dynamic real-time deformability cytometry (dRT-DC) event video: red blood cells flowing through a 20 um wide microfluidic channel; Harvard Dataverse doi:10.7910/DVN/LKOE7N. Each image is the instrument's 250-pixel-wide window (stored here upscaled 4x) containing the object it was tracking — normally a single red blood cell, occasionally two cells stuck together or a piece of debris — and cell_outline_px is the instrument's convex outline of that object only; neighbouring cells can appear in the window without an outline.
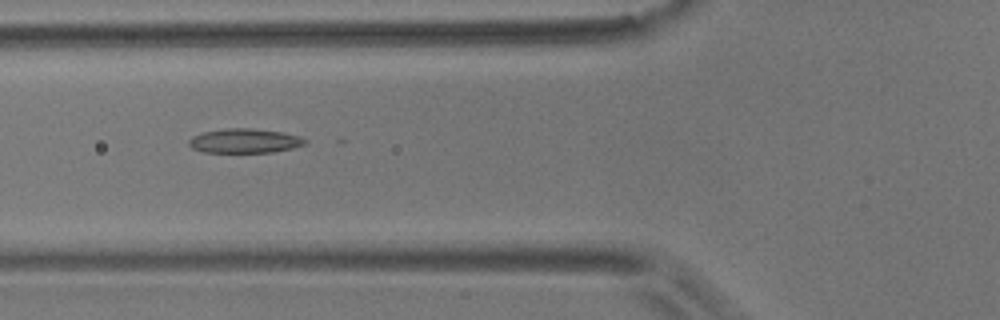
{"species": "common noctule bat (a hibernating species)", "species_latin": "Nyctalus noctula", "temperature_condition": "room temperature", "stored_images_in_passage": 5, "camera_frame_rate_fps": 3000, "um_per_image_px": 0.085, "animal": {"sex": "male", "body_mass_g": 17.9}, "frame": {"image": 1, "passage_image": 2, "time_ms": 0.333, "image_size_px": [1000, 320], "cell_outline_px": [[308, 144], [292, 148], [272, 152], [204, 152], [192, 148], [188, 144], [188, 140], [192, 136], [204, 132], [224, 128], [252, 128], [284, 132], [300, 136], [308, 140]], "centroid_in_image_um": [20.83, 11.96], "position_along_channel_um": 105.0, "area_um2": 16.65}}
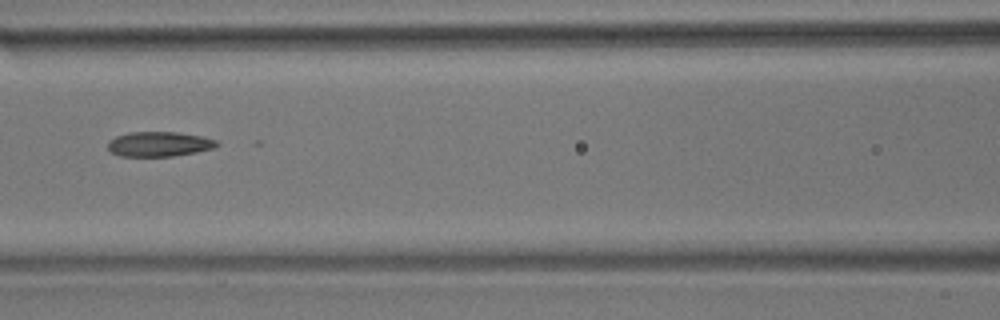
{"frame": {"image": 2, "passage_image": 3, "time_ms": 0.667, "image_size_px": [1000, 320], "cell_outline_px": [[220, 144], [216, 148], [196, 152], [172, 156], [120, 156], [112, 152], [108, 148], [108, 144], [116, 136], [128, 132], [176, 132], [200, 136], [216, 140]], "centroid_in_image_um": [13.56, 12.25], "position_along_channel_um": 153.0, "area_um2": 15.66}}
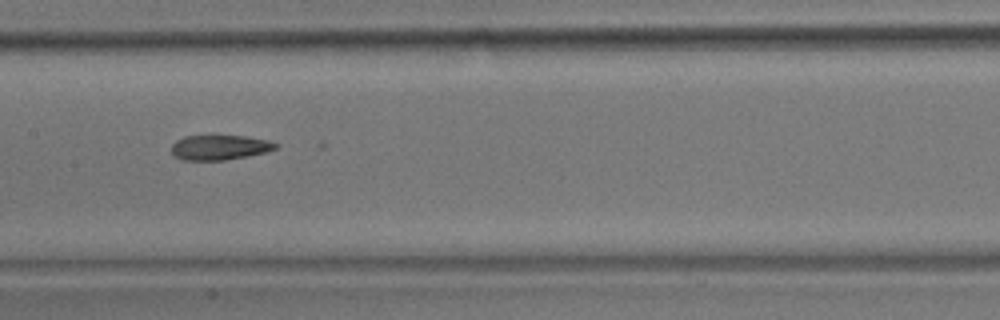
{"frame": {"image": 3, "passage_image": 4, "time_ms": 1.0, "image_size_px": [1000, 320], "cell_outline_px": [[280, 144], [276, 148], [268, 152], [248, 156], [224, 160], [180, 160], [172, 152], [172, 144], [176, 140], [184, 136], [244, 136], [268, 140]], "centroid_in_image_um": [18.69, 12.53], "position_along_channel_um": 188.7, "area_um2": 15.14}}